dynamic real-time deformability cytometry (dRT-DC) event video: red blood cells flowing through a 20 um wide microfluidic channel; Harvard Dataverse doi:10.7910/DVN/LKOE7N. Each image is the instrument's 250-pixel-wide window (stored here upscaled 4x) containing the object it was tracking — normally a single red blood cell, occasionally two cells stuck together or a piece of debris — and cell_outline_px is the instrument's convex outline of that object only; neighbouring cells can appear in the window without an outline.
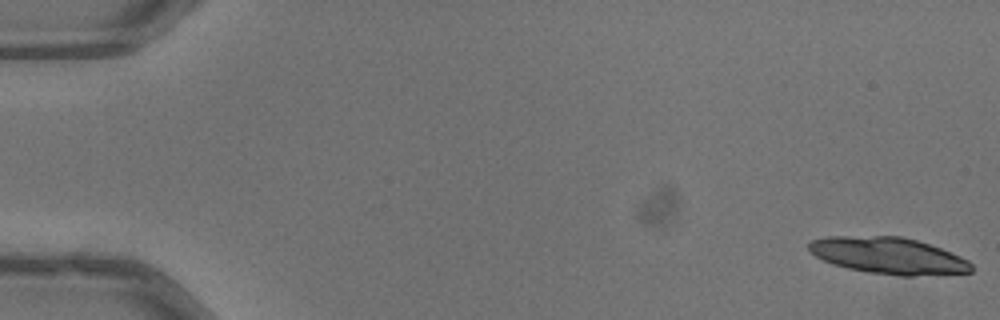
{"species": "common noctule bat (a hibernating species)", "species_latin": "Nyctalus noctula", "temperature_condition": "warm", "stored_images_in_passage": 34, "camera_frame_rate_fps": 3000, "um_per_image_px": 0.085, "animal": {"sex": "male", "body_mass_g": 13.3}, "frame": {"image": 1, "passage_image": 1, "time_ms": 0.0, "image_size_px": [1000, 320], "cell_outline_px": [[972, 272], [912, 276], [900, 276], [868, 272], [848, 268], [832, 264], [816, 256], [808, 248], [808, 244], [812, 240], [824, 236], [900, 236], [916, 240], [940, 248], [960, 256], [968, 260], [972, 264]], "centroid_in_image_um": [75.51, 21.73], "position_along_channel_um": 9.5, "area_um2": 34.51}}
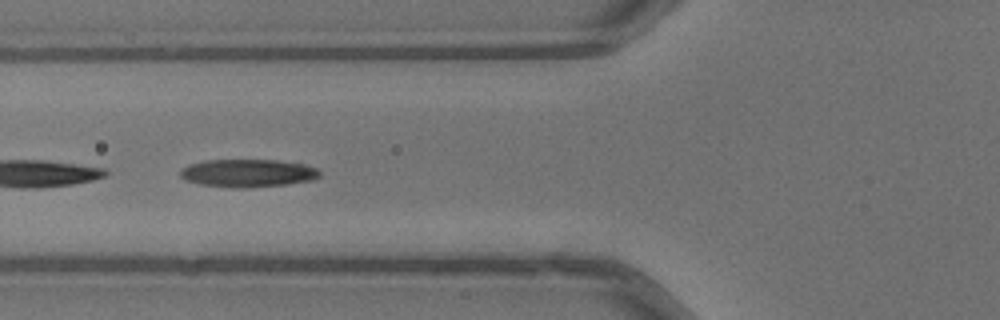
{"frame": {"image": 2, "passage_image": 21, "time_ms": 6.667, "image_size_px": [1000, 320], "cell_outline_px": [[320, 176], [316, 180], [288, 184], [244, 188], [232, 188], [200, 184], [188, 180], [180, 176], [180, 168], [188, 164], [204, 160], [276, 160], [304, 164], [316, 168], [320, 172]], "centroid_in_image_um": [21.08, 14.71], "position_along_channel_um": 104.7, "area_um2": 22.83}}
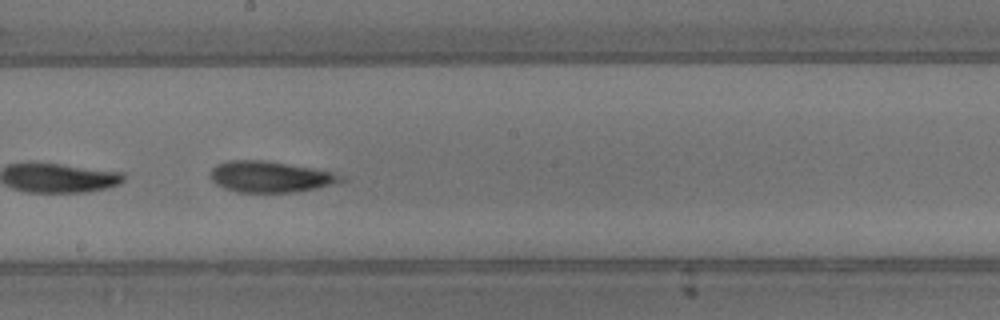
{"frame": {"image": 3, "passage_image": 30, "time_ms": 9.667, "image_size_px": [1000, 320], "cell_outline_px": [[348, 180], [316, 188], [296, 192], [236, 192], [224, 188], [216, 184], [208, 176], [208, 172], [216, 164], [228, 160], [264, 160], [312, 168], [332, 172], [344, 176]], "centroid_in_image_um": [22.93, 15.02], "position_along_channel_um": 225.3, "area_um2": 23.81}}